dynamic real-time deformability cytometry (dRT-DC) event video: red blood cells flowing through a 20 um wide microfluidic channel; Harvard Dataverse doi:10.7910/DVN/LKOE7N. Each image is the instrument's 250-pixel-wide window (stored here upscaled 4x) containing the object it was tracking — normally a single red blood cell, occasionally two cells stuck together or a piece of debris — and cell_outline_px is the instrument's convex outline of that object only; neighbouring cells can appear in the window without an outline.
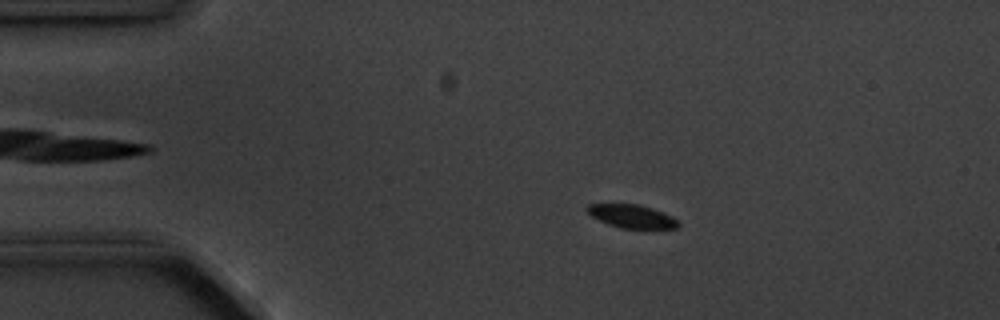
{"species": "common noctule bat (a hibernating species)", "species_latin": "Nyctalus noctula", "temperature_condition": "cold", "stored_images_in_passage": 6, "segment_of_instrument_passage": [1, 2], "camera_frame_rate_fps": 3000, "um_per_image_px": 0.085, "animal": {"sex": "male", "body_mass_g": 20.1, "forearm_length_mm": 53.5}, "frame": {"image": 1, "passage_image": 4, "time_ms": 3.667, "image_size_px": [1000, 320], "cell_outline_px": [[680, 224], [676, 228], [620, 228], [608, 224], [592, 216], [584, 208], [588, 204], [636, 204], [652, 208], [672, 216]], "centroid_in_image_um": [53.68, 18.38], "position_along_channel_um": 31.3, "area_um2": 12.2}}